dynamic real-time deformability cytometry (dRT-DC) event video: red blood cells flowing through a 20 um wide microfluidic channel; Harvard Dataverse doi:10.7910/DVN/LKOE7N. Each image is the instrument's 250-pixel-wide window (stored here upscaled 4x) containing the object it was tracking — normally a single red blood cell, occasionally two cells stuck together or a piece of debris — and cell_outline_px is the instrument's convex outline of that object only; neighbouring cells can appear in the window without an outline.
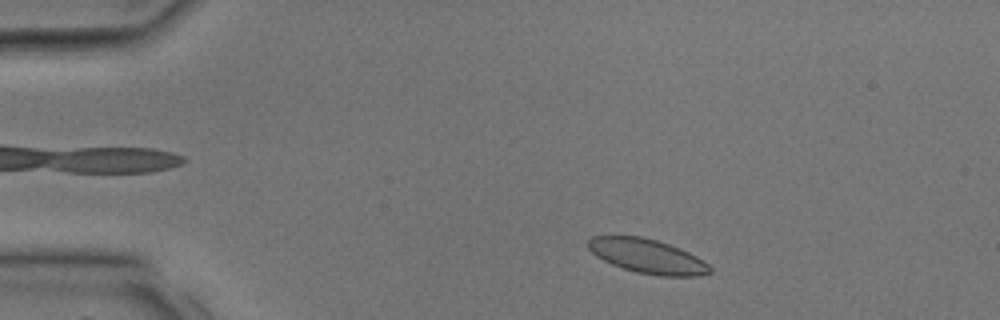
{"species": "common noctule bat (a hibernating species)", "species_latin": "Nyctalus noctula", "temperature_condition": "room temperature", "stored_images_in_passage": 18, "camera_frame_rate_fps": 3000, "um_per_image_px": 0.085, "animal": {"sex": "male", "body_mass_g": 17.9, "forearm_length_mm": 54.2}, "frame": {"image": 1, "passage_image": 2, "time_ms": 0.333, "image_size_px": [1000, 320], "cell_outline_px": [[712, 272], [696, 276], [660, 276], [636, 272], [612, 264], [596, 256], [588, 248], [588, 240], [592, 236], [640, 236], [656, 240], [668, 244], [688, 252], [696, 256], [708, 264], [712, 268]], "centroid_in_image_um": [55.03, 21.78], "position_along_channel_um": 30.0, "area_um2": 24.1}}
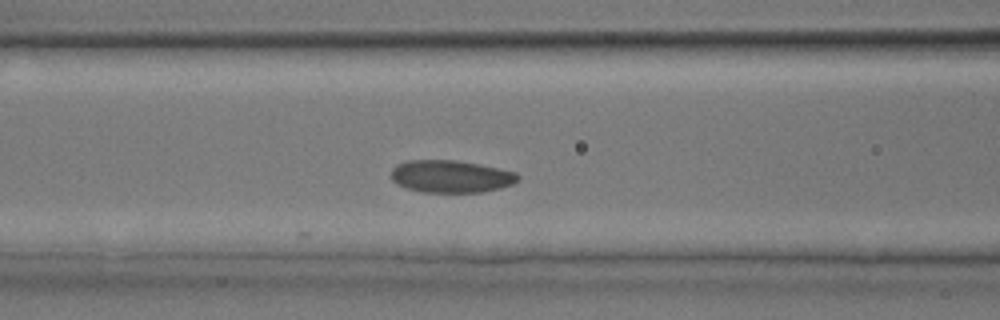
{"frame": {"image": 2, "passage_image": 10, "time_ms": 3.0, "image_size_px": [1000, 320], "cell_outline_px": [[520, 176], [512, 184], [500, 188], [480, 192], [420, 192], [396, 184], [392, 180], [392, 168], [396, 164], [404, 160], [456, 160], [480, 164], [516, 172]], "centroid_in_image_um": [38.29, 14.98], "position_along_channel_um": 128.3, "area_um2": 23.99}}
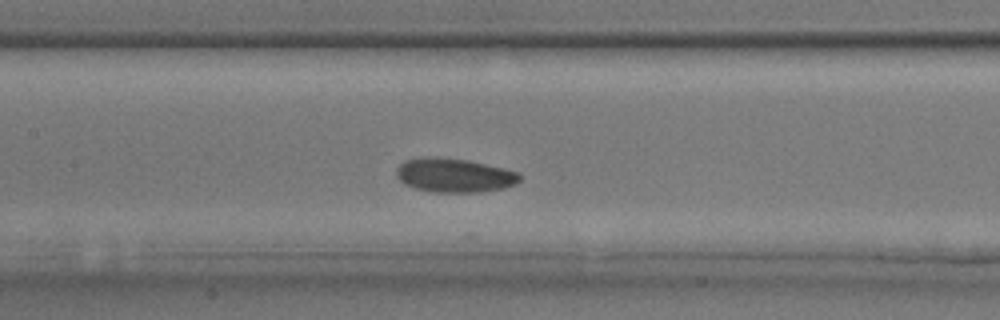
{"frame": {"image": 3, "passage_image": 12, "time_ms": 3.667, "image_size_px": [1000, 320], "cell_outline_px": [[520, 180], [516, 184], [504, 188], [480, 192], [432, 192], [416, 188], [404, 184], [396, 176], [396, 168], [404, 160], [424, 156], [436, 156], [468, 160], [516, 172], [520, 176]], "centroid_in_image_um": [38.55, 14.89], "position_along_channel_um": 168.8, "area_um2": 24.45}}